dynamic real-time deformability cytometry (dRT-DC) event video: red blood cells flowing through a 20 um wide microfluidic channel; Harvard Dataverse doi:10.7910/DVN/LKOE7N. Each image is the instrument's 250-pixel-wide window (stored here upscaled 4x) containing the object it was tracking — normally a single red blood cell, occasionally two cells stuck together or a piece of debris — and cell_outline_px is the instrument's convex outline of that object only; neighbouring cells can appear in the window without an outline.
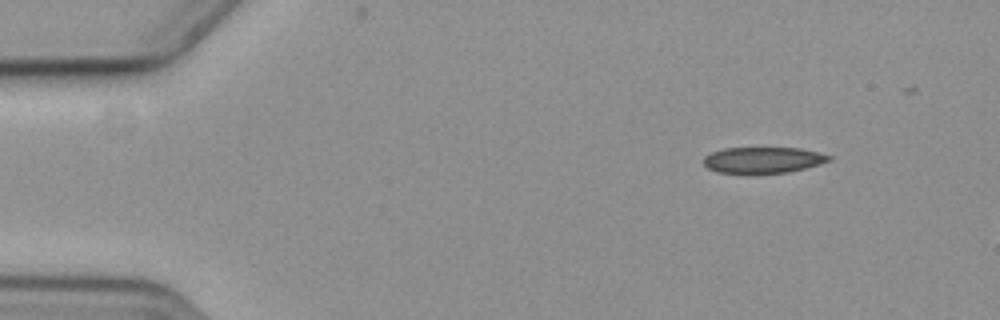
{"species": "common noctule bat (a hibernating species)", "species_latin": "Nyctalus noctula", "temperature_condition": "cold", "stored_images_in_passage": 8, "camera_frame_rate_fps": 3000, "um_per_image_px": 0.085, "animal": {"sex": "female", "body_mass_g": 19.3, "forearm_length_mm": 54.1}, "frame": {"image": 1, "passage_image": 1, "time_ms": 0.0, "image_size_px": [1000, 320], "cell_outline_px": [[832, 160], [820, 164], [788, 172], [748, 176], [716, 172], [708, 168], [704, 164], [704, 156], [712, 152], [724, 148], [800, 148], [820, 152], [832, 156]], "centroid_in_image_um": [64.84, 13.64], "position_along_channel_um": 20.2, "area_um2": 19.83}}